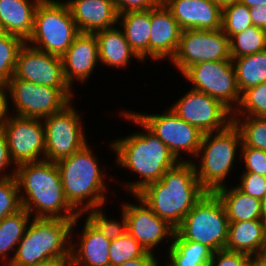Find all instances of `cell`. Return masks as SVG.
<instances>
[{"mask_svg":"<svg viewBox=\"0 0 266 266\" xmlns=\"http://www.w3.org/2000/svg\"><path fill=\"white\" fill-rule=\"evenodd\" d=\"M121 116L139 125L143 131L117 138L109 147L115 153L117 165L134 172L139 178L125 182L123 190L136 195L149 183L159 181L166 170L174 167L179 161L169 148L150 131L130 110L120 112Z\"/></svg>","mask_w":266,"mask_h":266,"instance_id":"cell-1","label":"cell"},{"mask_svg":"<svg viewBox=\"0 0 266 266\" xmlns=\"http://www.w3.org/2000/svg\"><path fill=\"white\" fill-rule=\"evenodd\" d=\"M15 177L22 208L33 218L74 220L80 215L64 195L55 162L43 160L19 164L16 166Z\"/></svg>","mask_w":266,"mask_h":266,"instance_id":"cell-2","label":"cell"},{"mask_svg":"<svg viewBox=\"0 0 266 266\" xmlns=\"http://www.w3.org/2000/svg\"><path fill=\"white\" fill-rule=\"evenodd\" d=\"M206 193L198 181L192 161H182L136 195L158 217L176 229Z\"/></svg>","mask_w":266,"mask_h":266,"instance_id":"cell-3","label":"cell"},{"mask_svg":"<svg viewBox=\"0 0 266 266\" xmlns=\"http://www.w3.org/2000/svg\"><path fill=\"white\" fill-rule=\"evenodd\" d=\"M90 147L87 143L71 156L56 162L64 195L79 214L90 208L104 207L108 199L107 169L99 168L98 155Z\"/></svg>","mask_w":266,"mask_h":266,"instance_id":"cell-4","label":"cell"},{"mask_svg":"<svg viewBox=\"0 0 266 266\" xmlns=\"http://www.w3.org/2000/svg\"><path fill=\"white\" fill-rule=\"evenodd\" d=\"M82 216L74 220L31 219L8 266H37L56 258H70L71 235Z\"/></svg>","mask_w":266,"mask_h":266,"instance_id":"cell-5","label":"cell"},{"mask_svg":"<svg viewBox=\"0 0 266 266\" xmlns=\"http://www.w3.org/2000/svg\"><path fill=\"white\" fill-rule=\"evenodd\" d=\"M241 146V135L233 122L221 131L203 134L195 157L200 158V163L195 160L192 163L199 183L207 192L214 193L227 185L225 179L234 167Z\"/></svg>","mask_w":266,"mask_h":266,"instance_id":"cell-6","label":"cell"},{"mask_svg":"<svg viewBox=\"0 0 266 266\" xmlns=\"http://www.w3.org/2000/svg\"><path fill=\"white\" fill-rule=\"evenodd\" d=\"M80 31L65 1L41 0L36 8L30 46L62 56Z\"/></svg>","mask_w":266,"mask_h":266,"instance_id":"cell-7","label":"cell"},{"mask_svg":"<svg viewBox=\"0 0 266 266\" xmlns=\"http://www.w3.org/2000/svg\"><path fill=\"white\" fill-rule=\"evenodd\" d=\"M229 220L215 193L207 192L183 218L175 234L181 240L201 243L213 252L225 249Z\"/></svg>","mask_w":266,"mask_h":266,"instance_id":"cell-8","label":"cell"},{"mask_svg":"<svg viewBox=\"0 0 266 266\" xmlns=\"http://www.w3.org/2000/svg\"><path fill=\"white\" fill-rule=\"evenodd\" d=\"M6 111H9V100L16 110L13 115L44 119L62 110L73 101L75 93L71 88H54L17 79L13 76L5 85ZM10 98V99H9Z\"/></svg>","mask_w":266,"mask_h":266,"instance_id":"cell-9","label":"cell"},{"mask_svg":"<svg viewBox=\"0 0 266 266\" xmlns=\"http://www.w3.org/2000/svg\"><path fill=\"white\" fill-rule=\"evenodd\" d=\"M73 103L70 102L59 112L42 119L45 129V161L56 163L88 143L81 121L83 117Z\"/></svg>","mask_w":266,"mask_h":266,"instance_id":"cell-10","label":"cell"},{"mask_svg":"<svg viewBox=\"0 0 266 266\" xmlns=\"http://www.w3.org/2000/svg\"><path fill=\"white\" fill-rule=\"evenodd\" d=\"M182 76L192 84L191 89L219 100L232 113L238 107L241 92L237 85L232 59L192 65Z\"/></svg>","mask_w":266,"mask_h":266,"instance_id":"cell-11","label":"cell"},{"mask_svg":"<svg viewBox=\"0 0 266 266\" xmlns=\"http://www.w3.org/2000/svg\"><path fill=\"white\" fill-rule=\"evenodd\" d=\"M163 114L133 112V114L152 131L179 161H193L201 144L203 134L190 125L170 108L163 110ZM188 153L190 159H183L182 153Z\"/></svg>","mask_w":266,"mask_h":266,"instance_id":"cell-12","label":"cell"},{"mask_svg":"<svg viewBox=\"0 0 266 266\" xmlns=\"http://www.w3.org/2000/svg\"><path fill=\"white\" fill-rule=\"evenodd\" d=\"M231 60L228 36L219 30H182L180 43L170 63L184 73L192 65Z\"/></svg>","mask_w":266,"mask_h":266,"instance_id":"cell-13","label":"cell"},{"mask_svg":"<svg viewBox=\"0 0 266 266\" xmlns=\"http://www.w3.org/2000/svg\"><path fill=\"white\" fill-rule=\"evenodd\" d=\"M1 130L16 166L44 160L45 129L42 119L16 116L6 111Z\"/></svg>","mask_w":266,"mask_h":266,"instance_id":"cell-14","label":"cell"},{"mask_svg":"<svg viewBox=\"0 0 266 266\" xmlns=\"http://www.w3.org/2000/svg\"><path fill=\"white\" fill-rule=\"evenodd\" d=\"M170 109L202 134L217 132L232 123V112L219 100L190 89Z\"/></svg>","mask_w":266,"mask_h":266,"instance_id":"cell-15","label":"cell"},{"mask_svg":"<svg viewBox=\"0 0 266 266\" xmlns=\"http://www.w3.org/2000/svg\"><path fill=\"white\" fill-rule=\"evenodd\" d=\"M133 196L138 204L123 202L121 205L127 220V232L146 252L156 253L154 248L164 240L171 246L176 229L158 217L137 195Z\"/></svg>","mask_w":266,"mask_h":266,"instance_id":"cell-16","label":"cell"},{"mask_svg":"<svg viewBox=\"0 0 266 266\" xmlns=\"http://www.w3.org/2000/svg\"><path fill=\"white\" fill-rule=\"evenodd\" d=\"M14 76L37 85L70 88L64 77L62 58L26 42L18 53Z\"/></svg>","mask_w":266,"mask_h":266,"instance_id":"cell-17","label":"cell"},{"mask_svg":"<svg viewBox=\"0 0 266 266\" xmlns=\"http://www.w3.org/2000/svg\"><path fill=\"white\" fill-rule=\"evenodd\" d=\"M182 30L222 29V6L212 0H164Z\"/></svg>","mask_w":266,"mask_h":266,"instance_id":"cell-18","label":"cell"},{"mask_svg":"<svg viewBox=\"0 0 266 266\" xmlns=\"http://www.w3.org/2000/svg\"><path fill=\"white\" fill-rule=\"evenodd\" d=\"M61 58L69 87L73 88L75 80L85 84L100 62L95 34L80 33Z\"/></svg>","mask_w":266,"mask_h":266,"instance_id":"cell-19","label":"cell"},{"mask_svg":"<svg viewBox=\"0 0 266 266\" xmlns=\"http://www.w3.org/2000/svg\"><path fill=\"white\" fill-rule=\"evenodd\" d=\"M182 29L166 6L160 2L151 9V35L149 58L152 61H171L175 56Z\"/></svg>","mask_w":266,"mask_h":266,"instance_id":"cell-20","label":"cell"},{"mask_svg":"<svg viewBox=\"0 0 266 266\" xmlns=\"http://www.w3.org/2000/svg\"><path fill=\"white\" fill-rule=\"evenodd\" d=\"M73 20L80 33L94 34L116 26L118 12L112 0H68Z\"/></svg>","mask_w":266,"mask_h":266,"instance_id":"cell-21","label":"cell"},{"mask_svg":"<svg viewBox=\"0 0 266 266\" xmlns=\"http://www.w3.org/2000/svg\"><path fill=\"white\" fill-rule=\"evenodd\" d=\"M82 228L76 240L74 234L71 235V266H110L111 241L86 218Z\"/></svg>","mask_w":266,"mask_h":266,"instance_id":"cell-22","label":"cell"},{"mask_svg":"<svg viewBox=\"0 0 266 266\" xmlns=\"http://www.w3.org/2000/svg\"><path fill=\"white\" fill-rule=\"evenodd\" d=\"M41 0H0V31L29 39Z\"/></svg>","mask_w":266,"mask_h":266,"instance_id":"cell-23","label":"cell"},{"mask_svg":"<svg viewBox=\"0 0 266 266\" xmlns=\"http://www.w3.org/2000/svg\"><path fill=\"white\" fill-rule=\"evenodd\" d=\"M117 27L116 25L94 33L98 43L99 63L107 68L117 69H126L132 58L142 63L128 44L123 30Z\"/></svg>","mask_w":266,"mask_h":266,"instance_id":"cell-24","label":"cell"},{"mask_svg":"<svg viewBox=\"0 0 266 266\" xmlns=\"http://www.w3.org/2000/svg\"><path fill=\"white\" fill-rule=\"evenodd\" d=\"M265 235V220L230 222L225 249L243 252L255 258L261 250Z\"/></svg>","mask_w":266,"mask_h":266,"instance_id":"cell-25","label":"cell"},{"mask_svg":"<svg viewBox=\"0 0 266 266\" xmlns=\"http://www.w3.org/2000/svg\"><path fill=\"white\" fill-rule=\"evenodd\" d=\"M117 25L122 27L121 29L128 44L137 56L143 62L145 59L148 60L149 39L151 35V9L119 14Z\"/></svg>","mask_w":266,"mask_h":266,"instance_id":"cell-26","label":"cell"},{"mask_svg":"<svg viewBox=\"0 0 266 266\" xmlns=\"http://www.w3.org/2000/svg\"><path fill=\"white\" fill-rule=\"evenodd\" d=\"M214 193L221 200L229 222L264 220L262 201L245 194L237 186H224Z\"/></svg>","mask_w":266,"mask_h":266,"instance_id":"cell-27","label":"cell"},{"mask_svg":"<svg viewBox=\"0 0 266 266\" xmlns=\"http://www.w3.org/2000/svg\"><path fill=\"white\" fill-rule=\"evenodd\" d=\"M32 218L28 211L22 208L0 221V263L1 260L4 263L2 266H8L12 261L17 245Z\"/></svg>","mask_w":266,"mask_h":266,"instance_id":"cell-28","label":"cell"},{"mask_svg":"<svg viewBox=\"0 0 266 266\" xmlns=\"http://www.w3.org/2000/svg\"><path fill=\"white\" fill-rule=\"evenodd\" d=\"M168 245V266H209L213 251L201 243L181 240L176 234Z\"/></svg>","mask_w":266,"mask_h":266,"instance_id":"cell-29","label":"cell"},{"mask_svg":"<svg viewBox=\"0 0 266 266\" xmlns=\"http://www.w3.org/2000/svg\"><path fill=\"white\" fill-rule=\"evenodd\" d=\"M231 59L241 93L247 88L266 82V49Z\"/></svg>","mask_w":266,"mask_h":266,"instance_id":"cell-30","label":"cell"},{"mask_svg":"<svg viewBox=\"0 0 266 266\" xmlns=\"http://www.w3.org/2000/svg\"><path fill=\"white\" fill-rule=\"evenodd\" d=\"M239 129L242 146L266 151V117L232 116Z\"/></svg>","mask_w":266,"mask_h":266,"instance_id":"cell-31","label":"cell"},{"mask_svg":"<svg viewBox=\"0 0 266 266\" xmlns=\"http://www.w3.org/2000/svg\"><path fill=\"white\" fill-rule=\"evenodd\" d=\"M230 57L252 55L266 49V30L252 26L229 39Z\"/></svg>","mask_w":266,"mask_h":266,"instance_id":"cell-32","label":"cell"},{"mask_svg":"<svg viewBox=\"0 0 266 266\" xmlns=\"http://www.w3.org/2000/svg\"><path fill=\"white\" fill-rule=\"evenodd\" d=\"M25 41L15 35L0 31V85H5L13 76L17 56Z\"/></svg>","mask_w":266,"mask_h":266,"instance_id":"cell-33","label":"cell"},{"mask_svg":"<svg viewBox=\"0 0 266 266\" xmlns=\"http://www.w3.org/2000/svg\"><path fill=\"white\" fill-rule=\"evenodd\" d=\"M252 26L250 8L239 0L222 6V30L229 39Z\"/></svg>","mask_w":266,"mask_h":266,"instance_id":"cell-34","label":"cell"},{"mask_svg":"<svg viewBox=\"0 0 266 266\" xmlns=\"http://www.w3.org/2000/svg\"><path fill=\"white\" fill-rule=\"evenodd\" d=\"M232 116L266 117V82L244 90Z\"/></svg>","mask_w":266,"mask_h":266,"instance_id":"cell-35","label":"cell"},{"mask_svg":"<svg viewBox=\"0 0 266 266\" xmlns=\"http://www.w3.org/2000/svg\"><path fill=\"white\" fill-rule=\"evenodd\" d=\"M104 207L90 208L86 210L82 215L88 214L86 219L98 230L100 231L108 240L112 241L116 238L121 237L125 232H127V220L125 214L122 210L121 221L118 218H108L107 213L105 214Z\"/></svg>","mask_w":266,"mask_h":266,"instance_id":"cell-36","label":"cell"},{"mask_svg":"<svg viewBox=\"0 0 266 266\" xmlns=\"http://www.w3.org/2000/svg\"><path fill=\"white\" fill-rule=\"evenodd\" d=\"M146 250L128 233L111 241L109 249L110 266H119L128 260L139 258Z\"/></svg>","mask_w":266,"mask_h":266,"instance_id":"cell-37","label":"cell"},{"mask_svg":"<svg viewBox=\"0 0 266 266\" xmlns=\"http://www.w3.org/2000/svg\"><path fill=\"white\" fill-rule=\"evenodd\" d=\"M22 209L16 177L0 182V221Z\"/></svg>","mask_w":266,"mask_h":266,"instance_id":"cell-38","label":"cell"},{"mask_svg":"<svg viewBox=\"0 0 266 266\" xmlns=\"http://www.w3.org/2000/svg\"><path fill=\"white\" fill-rule=\"evenodd\" d=\"M241 174L240 184H236V186L245 194L262 201L266 195V177L253 172H242Z\"/></svg>","mask_w":266,"mask_h":266,"instance_id":"cell-39","label":"cell"},{"mask_svg":"<svg viewBox=\"0 0 266 266\" xmlns=\"http://www.w3.org/2000/svg\"><path fill=\"white\" fill-rule=\"evenodd\" d=\"M240 160H244L245 171L253 172L266 177V151L251 147H241L238 153Z\"/></svg>","mask_w":266,"mask_h":266,"instance_id":"cell-40","label":"cell"},{"mask_svg":"<svg viewBox=\"0 0 266 266\" xmlns=\"http://www.w3.org/2000/svg\"><path fill=\"white\" fill-rule=\"evenodd\" d=\"M253 260L249 254L222 249L213 252L209 266H251Z\"/></svg>","mask_w":266,"mask_h":266,"instance_id":"cell-41","label":"cell"},{"mask_svg":"<svg viewBox=\"0 0 266 266\" xmlns=\"http://www.w3.org/2000/svg\"><path fill=\"white\" fill-rule=\"evenodd\" d=\"M10 165L11 167H13L14 165V167L11 168L12 173L11 172L6 173L9 170L8 167H10ZM15 174H16V165L11 159L9 147L7 144V139L5 137V134L0 128V182L8 178L15 177Z\"/></svg>","mask_w":266,"mask_h":266,"instance_id":"cell-42","label":"cell"},{"mask_svg":"<svg viewBox=\"0 0 266 266\" xmlns=\"http://www.w3.org/2000/svg\"><path fill=\"white\" fill-rule=\"evenodd\" d=\"M118 14L129 11H147L155 8L159 0H112Z\"/></svg>","mask_w":266,"mask_h":266,"instance_id":"cell-43","label":"cell"},{"mask_svg":"<svg viewBox=\"0 0 266 266\" xmlns=\"http://www.w3.org/2000/svg\"><path fill=\"white\" fill-rule=\"evenodd\" d=\"M153 253L146 252L143 256L126 261L119 266H161L160 261Z\"/></svg>","mask_w":266,"mask_h":266,"instance_id":"cell-44","label":"cell"},{"mask_svg":"<svg viewBox=\"0 0 266 266\" xmlns=\"http://www.w3.org/2000/svg\"><path fill=\"white\" fill-rule=\"evenodd\" d=\"M250 14L253 26L266 30V5L250 8Z\"/></svg>","mask_w":266,"mask_h":266,"instance_id":"cell-45","label":"cell"},{"mask_svg":"<svg viewBox=\"0 0 266 266\" xmlns=\"http://www.w3.org/2000/svg\"><path fill=\"white\" fill-rule=\"evenodd\" d=\"M37 266H71V264H70V258H56L53 260L40 263Z\"/></svg>","mask_w":266,"mask_h":266,"instance_id":"cell-46","label":"cell"},{"mask_svg":"<svg viewBox=\"0 0 266 266\" xmlns=\"http://www.w3.org/2000/svg\"><path fill=\"white\" fill-rule=\"evenodd\" d=\"M5 88L0 85V128L6 114Z\"/></svg>","mask_w":266,"mask_h":266,"instance_id":"cell-47","label":"cell"},{"mask_svg":"<svg viewBox=\"0 0 266 266\" xmlns=\"http://www.w3.org/2000/svg\"><path fill=\"white\" fill-rule=\"evenodd\" d=\"M255 259L266 266V235H265V239L264 242L262 244L261 250L259 252V254L255 257Z\"/></svg>","mask_w":266,"mask_h":266,"instance_id":"cell-48","label":"cell"},{"mask_svg":"<svg viewBox=\"0 0 266 266\" xmlns=\"http://www.w3.org/2000/svg\"><path fill=\"white\" fill-rule=\"evenodd\" d=\"M241 3L246 5L248 8L257 7L260 5H266V0H239Z\"/></svg>","mask_w":266,"mask_h":266,"instance_id":"cell-49","label":"cell"},{"mask_svg":"<svg viewBox=\"0 0 266 266\" xmlns=\"http://www.w3.org/2000/svg\"><path fill=\"white\" fill-rule=\"evenodd\" d=\"M263 219L266 221V195L262 200Z\"/></svg>","mask_w":266,"mask_h":266,"instance_id":"cell-50","label":"cell"},{"mask_svg":"<svg viewBox=\"0 0 266 266\" xmlns=\"http://www.w3.org/2000/svg\"><path fill=\"white\" fill-rule=\"evenodd\" d=\"M212 1L220 4L221 6H224V5L228 4V3L236 1V0H212Z\"/></svg>","mask_w":266,"mask_h":266,"instance_id":"cell-51","label":"cell"},{"mask_svg":"<svg viewBox=\"0 0 266 266\" xmlns=\"http://www.w3.org/2000/svg\"><path fill=\"white\" fill-rule=\"evenodd\" d=\"M251 266H265V265L259 263V262L254 258V260H253Z\"/></svg>","mask_w":266,"mask_h":266,"instance_id":"cell-52","label":"cell"}]
</instances>
